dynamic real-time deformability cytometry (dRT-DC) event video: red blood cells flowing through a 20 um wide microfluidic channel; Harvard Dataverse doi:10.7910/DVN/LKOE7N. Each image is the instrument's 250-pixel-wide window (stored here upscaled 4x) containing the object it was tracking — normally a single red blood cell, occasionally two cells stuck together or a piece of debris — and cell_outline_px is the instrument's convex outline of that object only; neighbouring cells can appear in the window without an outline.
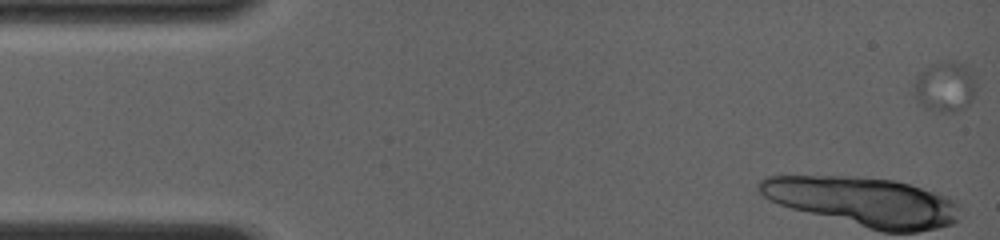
{"species": "common noctule bat (a hibernating species)", "species_latin": "Nyctalus noctula", "temperature_condition": "room temperature", "stored_images_in_passage": 41, "camera_frame_rate_fps": 4000, "um_per_image_px": 0.085, "animal": {"sex": "female", "body_mass_g": 19.0, "forearm_length_mm": 56.7}, "frame": {"image": 1, "passage_image": 3, "time_ms": 0.25, "image_size_px": [1000, 240], "cell_outline_px": [[964, 104], [960, 108], [952, 112], [940, 112], [924, 108], [916, 96], [912, 84], [928, 68], [936, 64], [952, 60]], "centroid_in_image_um": [79.84, 7.52], "position_along_channel_um": 5.2, "area_um2": 13.47}}